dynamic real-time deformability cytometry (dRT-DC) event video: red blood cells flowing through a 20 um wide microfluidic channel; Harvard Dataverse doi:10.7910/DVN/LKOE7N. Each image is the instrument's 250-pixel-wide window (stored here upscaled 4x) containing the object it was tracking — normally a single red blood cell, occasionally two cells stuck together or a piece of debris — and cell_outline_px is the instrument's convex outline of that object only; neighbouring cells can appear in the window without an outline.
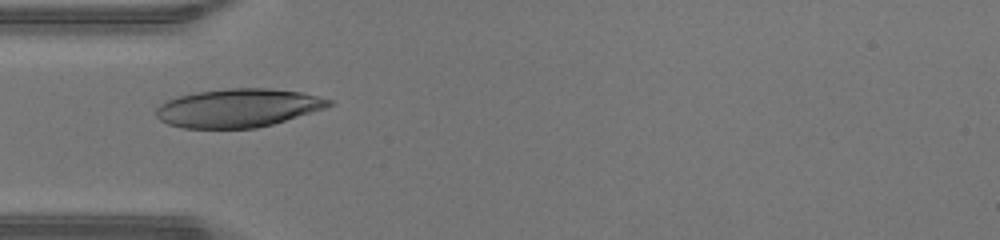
{"species": "human", "species_latin": "Homo sapiens", "temperature_condition": "warm", "stored_images_in_passage": 33, "camera_frame_rate_fps": 3000, "um_per_image_px": 0.085, "donor": {"sex": "male"}, "frame": {"image": 1, "passage_image": 1, "time_ms": 0.0, "image_size_px": [1000, 240], "cell_outline_px": [[332, 104], [324, 108], [272, 124], [256, 128], [184, 128], [168, 124], [160, 120], [156, 116], [156, 108], [160, 104], [168, 100], [180, 96], [196, 92], [228, 88], [268, 88], [300, 92], [332, 100]], "centroid_in_image_um": [20.2, 9.18], "position_along_channel_um": 64.8, "area_um2": 38.32}}
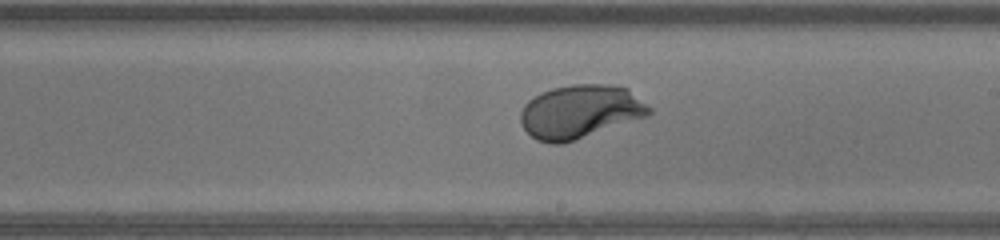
{"frame": {"image": 2, "passage_image": 13, "time_ms": 4.0, "image_size_px": [1000, 240], "cell_outline_px": [[652, 112], [648, 116], [576, 140], [560, 144], [552, 144], [536, 140], [524, 128], [520, 120], [520, 112], [524, 104], [528, 100], [540, 92], [552, 88], [572, 84], [608, 84], [628, 88], [652, 108]], "centroid_in_image_um": [49.31, 9.48], "position_along_channel_um": 239.7, "area_um2": 40.34}}
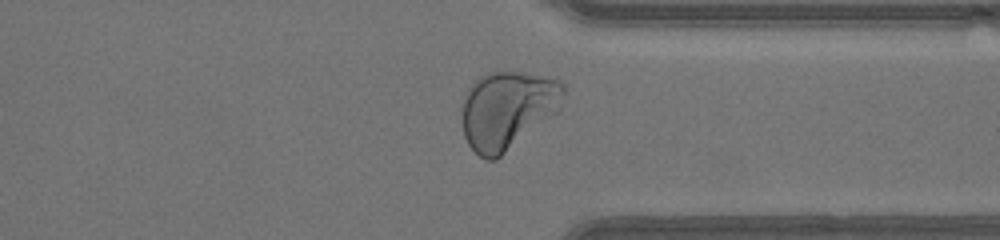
{"frame": {"image": 3, "passage_image": 22, "time_ms": 7.0, "image_size_px": [1000, 240], "cell_outline_px": [[564, 92], [560, 108], [556, 112], [496, 160], [488, 160], [480, 156], [468, 144], [464, 136], [464, 96], [472, 84], [480, 76], [488, 72], [520, 72], [560, 80], [564, 84]], "centroid_in_image_um": [43.15, 9.33], "position_along_channel_um": 368.3, "area_um2": 45.37}, "authors_computed_cell_mechanics": {"area_um2": 40.2866, "velocity_mm_per_s": 4.3447, "shape_relaxation_time_tau1_ms": 1.951, "shape_relaxation_time_tau2_ms": null, "deformation_change_tau1": 0.1669, "deformation_change_tau2": null}}